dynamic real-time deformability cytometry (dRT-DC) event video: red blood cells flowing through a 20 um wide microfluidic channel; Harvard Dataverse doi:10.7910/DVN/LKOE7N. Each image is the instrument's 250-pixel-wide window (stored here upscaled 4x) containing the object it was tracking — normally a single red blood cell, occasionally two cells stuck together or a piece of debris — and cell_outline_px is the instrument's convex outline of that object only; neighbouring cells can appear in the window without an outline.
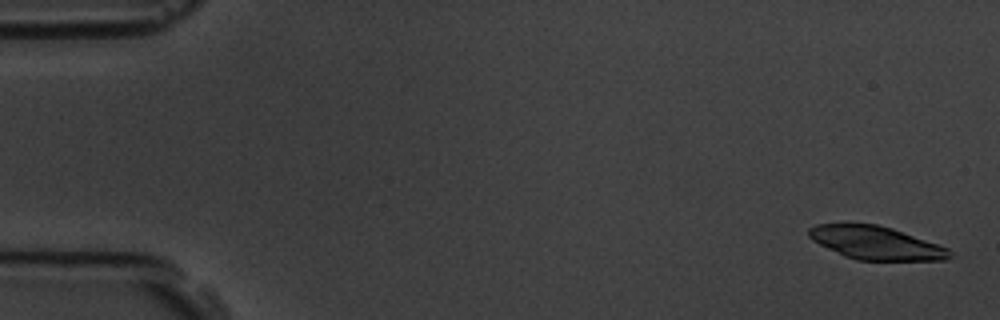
{"species": "common noctule bat (a hibernating species)", "species_latin": "Nyctalus noctula", "temperature_condition": "room temperature", "stored_images_in_passage": 5, "camera_frame_rate_fps": 3000, "um_per_image_px": 0.085, "animal": {"sex": "male", "body_mass_g": 19.5, "forearm_length_mm": 54.6}, "frame": {"image": 1, "passage_image": 1, "time_ms": 0.0, "image_size_px": [1000, 320], "cell_outline_px": [[952, 256], [944, 260], [856, 260], [844, 256], [812, 240], [808, 236], [808, 228], [816, 224], [876, 224], [892, 228], [948, 248], [952, 252]], "centroid_in_image_um": [74.44, 20.65], "position_along_channel_um": 10.6, "area_um2": 26.99}}